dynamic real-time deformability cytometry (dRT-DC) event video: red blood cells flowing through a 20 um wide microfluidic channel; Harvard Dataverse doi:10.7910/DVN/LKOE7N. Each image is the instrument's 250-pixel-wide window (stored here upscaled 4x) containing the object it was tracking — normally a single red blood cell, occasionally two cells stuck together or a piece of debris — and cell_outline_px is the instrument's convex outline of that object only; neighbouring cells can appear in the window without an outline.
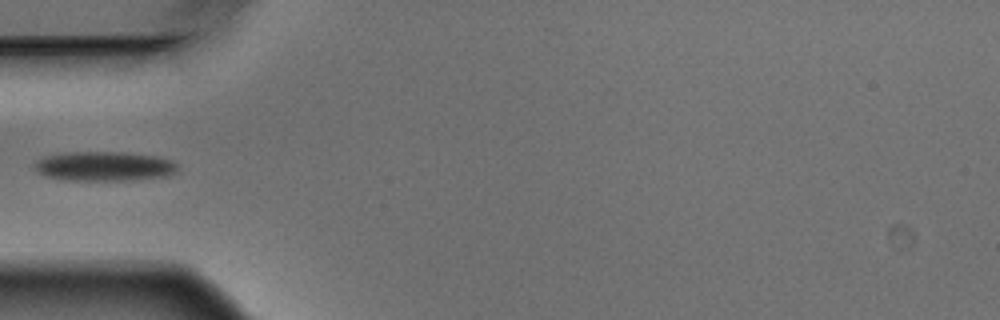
{"species": "Egyptian fruit bat (a non-hibernating species)", "species_latin": "Rousettus aegyptiacus", "temperature_condition": "warm", "stored_images_in_passage": 5, "camera_frame_rate_fps": 3000, "um_per_image_px": 0.085, "animal": {"sex": "male"}, "frame": {"image": 1, "passage_image": 5, "time_ms": 1.333, "image_size_px": [1000, 320], "cell_outline_px": [[180, 172], [168, 176], [136, 180], [64, 180], [44, 176], [36, 168], [36, 160], [40, 156], [64, 152], [120, 152], [156, 156], [172, 160], [180, 164]], "centroid_in_image_um": [8.93, 14.13], "position_along_channel_um": 76.1, "area_um2": 25.09}}